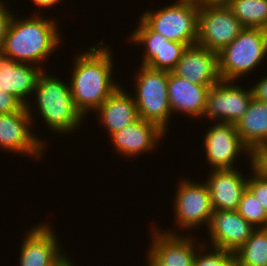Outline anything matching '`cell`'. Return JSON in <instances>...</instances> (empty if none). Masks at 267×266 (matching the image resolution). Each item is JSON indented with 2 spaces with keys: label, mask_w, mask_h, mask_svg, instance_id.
<instances>
[{
  "label": "cell",
  "mask_w": 267,
  "mask_h": 266,
  "mask_svg": "<svg viewBox=\"0 0 267 266\" xmlns=\"http://www.w3.org/2000/svg\"><path fill=\"white\" fill-rule=\"evenodd\" d=\"M98 43L87 52L77 54L72 67L71 94L84 118L89 111L95 112L119 86L112 78L114 64L109 45L105 46L103 41Z\"/></svg>",
  "instance_id": "1"
},
{
  "label": "cell",
  "mask_w": 267,
  "mask_h": 266,
  "mask_svg": "<svg viewBox=\"0 0 267 266\" xmlns=\"http://www.w3.org/2000/svg\"><path fill=\"white\" fill-rule=\"evenodd\" d=\"M12 15L0 51L19 63L39 66L58 49L61 37L58 23L43 16L20 19ZM57 25V26H56ZM39 64V65H38Z\"/></svg>",
  "instance_id": "2"
},
{
  "label": "cell",
  "mask_w": 267,
  "mask_h": 266,
  "mask_svg": "<svg viewBox=\"0 0 267 266\" xmlns=\"http://www.w3.org/2000/svg\"><path fill=\"white\" fill-rule=\"evenodd\" d=\"M54 75H47L45 70L38 76L34 95L39 115L50 131L70 133L80 129L84 117L76 109L70 85Z\"/></svg>",
  "instance_id": "3"
},
{
  "label": "cell",
  "mask_w": 267,
  "mask_h": 266,
  "mask_svg": "<svg viewBox=\"0 0 267 266\" xmlns=\"http://www.w3.org/2000/svg\"><path fill=\"white\" fill-rule=\"evenodd\" d=\"M267 56V30L244 27L241 33L218 52L221 80L235 81L247 76Z\"/></svg>",
  "instance_id": "4"
},
{
  "label": "cell",
  "mask_w": 267,
  "mask_h": 266,
  "mask_svg": "<svg viewBox=\"0 0 267 266\" xmlns=\"http://www.w3.org/2000/svg\"><path fill=\"white\" fill-rule=\"evenodd\" d=\"M139 69L134 77L136 94H133L138 116L167 132L172 115L168 100V72L145 65Z\"/></svg>",
  "instance_id": "5"
},
{
  "label": "cell",
  "mask_w": 267,
  "mask_h": 266,
  "mask_svg": "<svg viewBox=\"0 0 267 266\" xmlns=\"http://www.w3.org/2000/svg\"><path fill=\"white\" fill-rule=\"evenodd\" d=\"M199 8L196 0H177L156 11L146 10L140 18L168 40L189 46L197 41Z\"/></svg>",
  "instance_id": "6"
},
{
  "label": "cell",
  "mask_w": 267,
  "mask_h": 266,
  "mask_svg": "<svg viewBox=\"0 0 267 266\" xmlns=\"http://www.w3.org/2000/svg\"><path fill=\"white\" fill-rule=\"evenodd\" d=\"M30 104L17 112L0 114V148L39 159L47 145L32 133L30 127L34 123V116L31 110L33 106Z\"/></svg>",
  "instance_id": "7"
},
{
  "label": "cell",
  "mask_w": 267,
  "mask_h": 266,
  "mask_svg": "<svg viewBox=\"0 0 267 266\" xmlns=\"http://www.w3.org/2000/svg\"><path fill=\"white\" fill-rule=\"evenodd\" d=\"M244 29L228 6H202L198 11L196 44L220 52Z\"/></svg>",
  "instance_id": "8"
},
{
  "label": "cell",
  "mask_w": 267,
  "mask_h": 266,
  "mask_svg": "<svg viewBox=\"0 0 267 266\" xmlns=\"http://www.w3.org/2000/svg\"><path fill=\"white\" fill-rule=\"evenodd\" d=\"M199 182L183 179L177 187L174 220L183 231H191L203 224L208 227L214 212L209 189L206 183Z\"/></svg>",
  "instance_id": "9"
},
{
  "label": "cell",
  "mask_w": 267,
  "mask_h": 266,
  "mask_svg": "<svg viewBox=\"0 0 267 266\" xmlns=\"http://www.w3.org/2000/svg\"><path fill=\"white\" fill-rule=\"evenodd\" d=\"M235 85L234 81L227 80H220L212 85L206 97L202 117L231 124L240 120L247 112L253 94L251 88L244 90Z\"/></svg>",
  "instance_id": "10"
},
{
  "label": "cell",
  "mask_w": 267,
  "mask_h": 266,
  "mask_svg": "<svg viewBox=\"0 0 267 266\" xmlns=\"http://www.w3.org/2000/svg\"><path fill=\"white\" fill-rule=\"evenodd\" d=\"M203 141L205 158L211 170L237 168L234 163L242 152L251 160V151L241 141L235 124L215 122L207 130Z\"/></svg>",
  "instance_id": "11"
},
{
  "label": "cell",
  "mask_w": 267,
  "mask_h": 266,
  "mask_svg": "<svg viewBox=\"0 0 267 266\" xmlns=\"http://www.w3.org/2000/svg\"><path fill=\"white\" fill-rule=\"evenodd\" d=\"M34 226L26 231L20 245L19 266H56L67 256L60 249L56 232L45 222Z\"/></svg>",
  "instance_id": "12"
},
{
  "label": "cell",
  "mask_w": 267,
  "mask_h": 266,
  "mask_svg": "<svg viewBox=\"0 0 267 266\" xmlns=\"http://www.w3.org/2000/svg\"><path fill=\"white\" fill-rule=\"evenodd\" d=\"M171 72L195 84L215 85L221 80L218 53L198 44L189 45Z\"/></svg>",
  "instance_id": "13"
},
{
  "label": "cell",
  "mask_w": 267,
  "mask_h": 266,
  "mask_svg": "<svg viewBox=\"0 0 267 266\" xmlns=\"http://www.w3.org/2000/svg\"><path fill=\"white\" fill-rule=\"evenodd\" d=\"M207 228L212 247L233 253L256 230L237 210L214 211Z\"/></svg>",
  "instance_id": "14"
},
{
  "label": "cell",
  "mask_w": 267,
  "mask_h": 266,
  "mask_svg": "<svg viewBox=\"0 0 267 266\" xmlns=\"http://www.w3.org/2000/svg\"><path fill=\"white\" fill-rule=\"evenodd\" d=\"M152 228L153 237L148 251L160 263L165 266H194L196 248L200 251L199 243L195 247L197 237L194 239L188 233L185 238L182 234L179 235V232H176L178 234L174 233L175 230L160 232L159 228L153 226Z\"/></svg>",
  "instance_id": "15"
},
{
  "label": "cell",
  "mask_w": 267,
  "mask_h": 266,
  "mask_svg": "<svg viewBox=\"0 0 267 266\" xmlns=\"http://www.w3.org/2000/svg\"><path fill=\"white\" fill-rule=\"evenodd\" d=\"M166 132L158 125L145 121L140 117L110 136L113 149L125 158L137 157L156 148ZM159 141V142H158Z\"/></svg>",
  "instance_id": "16"
},
{
  "label": "cell",
  "mask_w": 267,
  "mask_h": 266,
  "mask_svg": "<svg viewBox=\"0 0 267 266\" xmlns=\"http://www.w3.org/2000/svg\"><path fill=\"white\" fill-rule=\"evenodd\" d=\"M206 178L214 211L237 210L243 191L247 188L248 178L240 170H213Z\"/></svg>",
  "instance_id": "17"
},
{
  "label": "cell",
  "mask_w": 267,
  "mask_h": 266,
  "mask_svg": "<svg viewBox=\"0 0 267 266\" xmlns=\"http://www.w3.org/2000/svg\"><path fill=\"white\" fill-rule=\"evenodd\" d=\"M42 72L39 66L16 62L0 51V88L15 96L24 106L28 104L29 94L34 92Z\"/></svg>",
  "instance_id": "18"
},
{
  "label": "cell",
  "mask_w": 267,
  "mask_h": 266,
  "mask_svg": "<svg viewBox=\"0 0 267 266\" xmlns=\"http://www.w3.org/2000/svg\"><path fill=\"white\" fill-rule=\"evenodd\" d=\"M168 100L171 113H187L190 117L201 118L206 97L211 86L195 84L168 72Z\"/></svg>",
  "instance_id": "19"
},
{
  "label": "cell",
  "mask_w": 267,
  "mask_h": 266,
  "mask_svg": "<svg viewBox=\"0 0 267 266\" xmlns=\"http://www.w3.org/2000/svg\"><path fill=\"white\" fill-rule=\"evenodd\" d=\"M120 87L95 111L97 116L100 115L99 120L107 129L109 137L139 118L134 98L123 90V86Z\"/></svg>",
  "instance_id": "20"
},
{
  "label": "cell",
  "mask_w": 267,
  "mask_h": 266,
  "mask_svg": "<svg viewBox=\"0 0 267 266\" xmlns=\"http://www.w3.org/2000/svg\"><path fill=\"white\" fill-rule=\"evenodd\" d=\"M235 126L241 141L251 153L267 146V102L252 98L247 112Z\"/></svg>",
  "instance_id": "21"
},
{
  "label": "cell",
  "mask_w": 267,
  "mask_h": 266,
  "mask_svg": "<svg viewBox=\"0 0 267 266\" xmlns=\"http://www.w3.org/2000/svg\"><path fill=\"white\" fill-rule=\"evenodd\" d=\"M234 254L236 266H267V228H257Z\"/></svg>",
  "instance_id": "22"
},
{
  "label": "cell",
  "mask_w": 267,
  "mask_h": 266,
  "mask_svg": "<svg viewBox=\"0 0 267 266\" xmlns=\"http://www.w3.org/2000/svg\"><path fill=\"white\" fill-rule=\"evenodd\" d=\"M228 7L244 27L267 30V0H232Z\"/></svg>",
  "instance_id": "23"
},
{
  "label": "cell",
  "mask_w": 267,
  "mask_h": 266,
  "mask_svg": "<svg viewBox=\"0 0 267 266\" xmlns=\"http://www.w3.org/2000/svg\"><path fill=\"white\" fill-rule=\"evenodd\" d=\"M138 28L129 36L132 43L144 46V55L140 65L147 66L170 40L153 31L141 18Z\"/></svg>",
  "instance_id": "24"
},
{
  "label": "cell",
  "mask_w": 267,
  "mask_h": 266,
  "mask_svg": "<svg viewBox=\"0 0 267 266\" xmlns=\"http://www.w3.org/2000/svg\"><path fill=\"white\" fill-rule=\"evenodd\" d=\"M237 212L256 229L267 228V213L248 188L242 193Z\"/></svg>",
  "instance_id": "25"
},
{
  "label": "cell",
  "mask_w": 267,
  "mask_h": 266,
  "mask_svg": "<svg viewBox=\"0 0 267 266\" xmlns=\"http://www.w3.org/2000/svg\"><path fill=\"white\" fill-rule=\"evenodd\" d=\"M186 47L184 43L169 41L164 44L161 52L147 66L155 70L171 72L177 65Z\"/></svg>",
  "instance_id": "26"
},
{
  "label": "cell",
  "mask_w": 267,
  "mask_h": 266,
  "mask_svg": "<svg viewBox=\"0 0 267 266\" xmlns=\"http://www.w3.org/2000/svg\"><path fill=\"white\" fill-rule=\"evenodd\" d=\"M194 258V266H236L235 254L233 252L212 248L209 253H201L197 250ZM203 254V255H202Z\"/></svg>",
  "instance_id": "27"
},
{
  "label": "cell",
  "mask_w": 267,
  "mask_h": 266,
  "mask_svg": "<svg viewBox=\"0 0 267 266\" xmlns=\"http://www.w3.org/2000/svg\"><path fill=\"white\" fill-rule=\"evenodd\" d=\"M250 165L253 175L247 180V188L256 196L267 213V180L253 169L252 162Z\"/></svg>",
  "instance_id": "28"
},
{
  "label": "cell",
  "mask_w": 267,
  "mask_h": 266,
  "mask_svg": "<svg viewBox=\"0 0 267 266\" xmlns=\"http://www.w3.org/2000/svg\"><path fill=\"white\" fill-rule=\"evenodd\" d=\"M253 169L267 180V146L260 147L251 153Z\"/></svg>",
  "instance_id": "29"
},
{
  "label": "cell",
  "mask_w": 267,
  "mask_h": 266,
  "mask_svg": "<svg viewBox=\"0 0 267 266\" xmlns=\"http://www.w3.org/2000/svg\"><path fill=\"white\" fill-rule=\"evenodd\" d=\"M24 105L13 95L0 88V114L19 111Z\"/></svg>",
  "instance_id": "30"
},
{
  "label": "cell",
  "mask_w": 267,
  "mask_h": 266,
  "mask_svg": "<svg viewBox=\"0 0 267 266\" xmlns=\"http://www.w3.org/2000/svg\"><path fill=\"white\" fill-rule=\"evenodd\" d=\"M4 3L3 0H0V47L3 44L9 22L14 14L12 11L10 12V10H8V7H5L6 3Z\"/></svg>",
  "instance_id": "31"
},
{
  "label": "cell",
  "mask_w": 267,
  "mask_h": 266,
  "mask_svg": "<svg viewBox=\"0 0 267 266\" xmlns=\"http://www.w3.org/2000/svg\"><path fill=\"white\" fill-rule=\"evenodd\" d=\"M253 98L261 102H267V75L251 88Z\"/></svg>",
  "instance_id": "32"
},
{
  "label": "cell",
  "mask_w": 267,
  "mask_h": 266,
  "mask_svg": "<svg viewBox=\"0 0 267 266\" xmlns=\"http://www.w3.org/2000/svg\"><path fill=\"white\" fill-rule=\"evenodd\" d=\"M232 0H197L202 6H228Z\"/></svg>",
  "instance_id": "33"
},
{
  "label": "cell",
  "mask_w": 267,
  "mask_h": 266,
  "mask_svg": "<svg viewBox=\"0 0 267 266\" xmlns=\"http://www.w3.org/2000/svg\"><path fill=\"white\" fill-rule=\"evenodd\" d=\"M63 0H33V3L37 5V7H44V8H50L53 5L59 4Z\"/></svg>",
  "instance_id": "34"
},
{
  "label": "cell",
  "mask_w": 267,
  "mask_h": 266,
  "mask_svg": "<svg viewBox=\"0 0 267 266\" xmlns=\"http://www.w3.org/2000/svg\"><path fill=\"white\" fill-rule=\"evenodd\" d=\"M147 265L148 266H165L164 264L160 263L149 251H147Z\"/></svg>",
  "instance_id": "35"
},
{
  "label": "cell",
  "mask_w": 267,
  "mask_h": 266,
  "mask_svg": "<svg viewBox=\"0 0 267 266\" xmlns=\"http://www.w3.org/2000/svg\"><path fill=\"white\" fill-rule=\"evenodd\" d=\"M66 256L56 266H70L73 262L68 260Z\"/></svg>",
  "instance_id": "36"
}]
</instances>
